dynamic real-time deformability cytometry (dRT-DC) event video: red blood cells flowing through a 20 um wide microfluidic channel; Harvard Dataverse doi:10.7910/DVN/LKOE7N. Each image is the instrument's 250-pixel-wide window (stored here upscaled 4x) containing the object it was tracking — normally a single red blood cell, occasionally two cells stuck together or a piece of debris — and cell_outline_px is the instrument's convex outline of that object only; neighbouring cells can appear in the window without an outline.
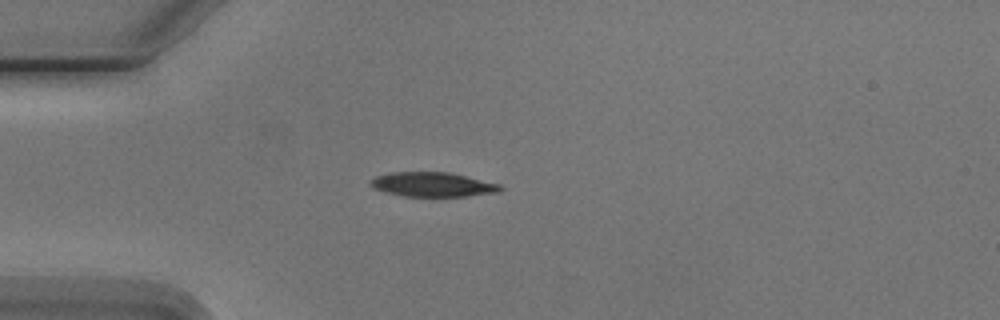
{"species": "Egyptian fruit bat (a non-hibernating species)", "species_latin": "Rousettus aegyptiacus", "temperature_condition": "cold", "stored_images_in_passage": 4, "camera_frame_rate_fps": 3000, "um_per_image_px": 0.085, "animal": {"sex": "male"}, "frame": {"image": 1, "passage_image": 3, "time_ms": 2.667, "image_size_px": [1000, 320], "cell_outline_px": [[504, 188], [500, 192], [464, 196], [404, 196], [372, 188], [368, 180], [376, 176], [392, 172], [452, 172], [500, 184]], "centroid_in_image_um": [36.79, 15.67], "position_along_channel_um": 48.2, "area_um2": 18.55}}